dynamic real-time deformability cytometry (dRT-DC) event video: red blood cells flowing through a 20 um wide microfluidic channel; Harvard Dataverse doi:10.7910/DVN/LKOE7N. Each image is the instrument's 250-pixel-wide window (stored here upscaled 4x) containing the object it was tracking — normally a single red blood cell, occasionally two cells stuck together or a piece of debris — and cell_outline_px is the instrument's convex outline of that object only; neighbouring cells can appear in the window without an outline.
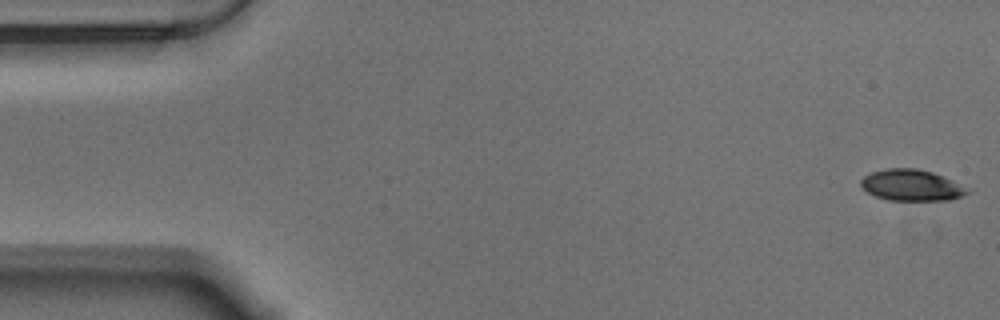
{"species": "Egyptian fruit bat (a non-hibernating species)", "species_latin": "Rousettus aegyptiacus", "temperature_condition": "warm", "stored_images_in_passage": 57, "camera_frame_rate_fps": 3000, "um_per_image_px": 0.085, "animal": {"sex": "male"}, "frame": {"image": 1, "passage_image": 1, "time_ms": 0.0, "image_size_px": [1000, 320], "cell_outline_px": [[972, 192], [948, 200], [888, 200], [876, 196], [868, 192], [860, 184], [860, 180], [864, 176], [872, 172], [888, 168], [916, 168], [932, 172], [972, 188]], "centroid_in_image_um": [77.52, 15.74], "position_along_channel_um": 7.5, "area_um2": 19.42}}
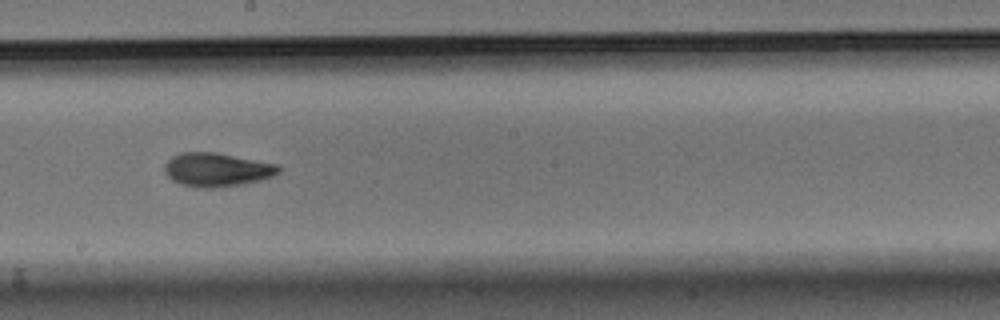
{"frame": {"image": 2, "passage_image": 31, "time_ms": 10.0, "image_size_px": [1000, 320], "cell_outline_px": [[280, 172], [272, 176], [260, 180], [240, 184], [212, 188], [196, 188], [180, 184], [172, 180], [164, 172], [164, 164], [172, 156], [180, 152], [216, 152], [280, 164]], "centroid_in_image_um": [18.42, 14.41], "position_along_channel_um": 229.8, "area_um2": 22.6}}
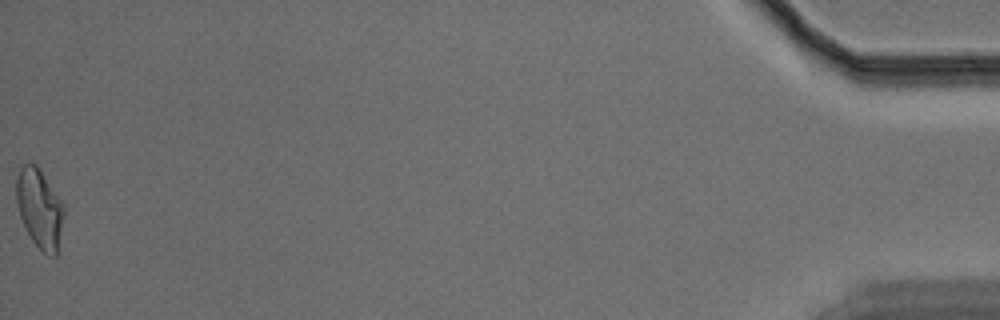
{"frame": {"image": 3, "passage_image": 57, "time_ms": 18.667, "image_size_px": [1000, 320], "cell_outline_px": [[64, 216], [56, 256], [48, 256], [32, 240], [20, 216], [16, 200], [16, 176], [20, 168], [28, 160], [32, 160], [36, 164], [64, 204]], "centroid_in_image_um": [3.36, 17.66], "position_along_channel_um": 431.8, "area_um2": 21.91}, "authors_computed_cell_mechanics": {"area_um2": 21.3282, "velocity_mm_per_s": 3.526, "shape_relaxation_time_tau1_ms": 5.6, "shape_relaxation_time_tau2_ms": 3.0342, "deformation_change_tau1": 0.1661, "deformation_change_tau2": 0.0896}}